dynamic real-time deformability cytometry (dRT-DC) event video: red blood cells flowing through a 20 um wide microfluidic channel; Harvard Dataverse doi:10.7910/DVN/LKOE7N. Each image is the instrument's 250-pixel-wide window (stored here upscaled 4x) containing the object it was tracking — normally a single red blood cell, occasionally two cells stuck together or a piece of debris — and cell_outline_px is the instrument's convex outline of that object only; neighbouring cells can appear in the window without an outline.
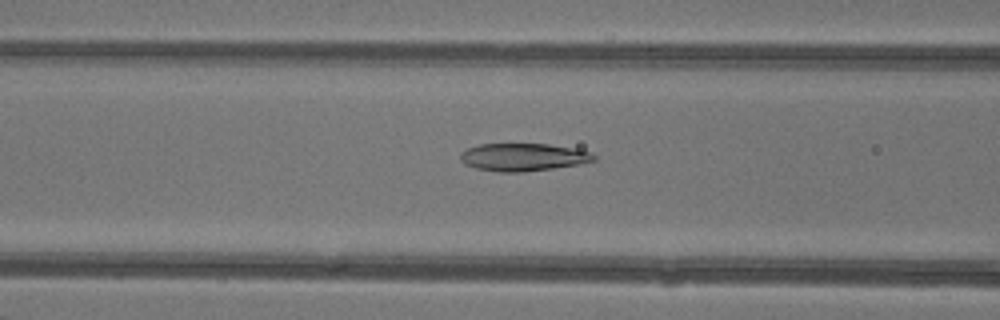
{"species": "common noctule bat (a hibernating species)", "species_latin": "Nyctalus noctula", "temperature_condition": "warm", "stored_images_in_passage": 48, "camera_frame_rate_fps": 3000, "um_per_image_px": 0.085, "animal": {"sex": "female"}, "frame": {"image": 1, "passage_image": 20, "time_ms": 6.333, "image_size_px": [1000, 320], "cell_outline_px": [[596, 160], [580, 164], [524, 172], [500, 172], [476, 168], [464, 164], [460, 160], [460, 152], [468, 148], [480, 144], [548, 144], [576, 148], [592, 152], [596, 156]], "centroid_in_image_um": [44.48, 13.35], "position_along_channel_um": 122.1, "area_um2": 21.68}}
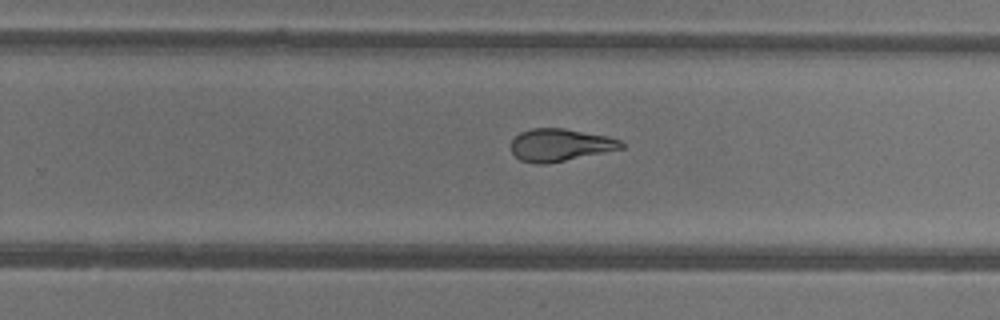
{"frame": {"image": 2, "passage_image": 31, "time_ms": 10.0, "image_size_px": [1000, 320], "cell_outline_px": [[624, 148], [544, 164], [536, 164], [520, 160], [512, 152], [512, 140], [520, 132], [532, 128], [564, 128], [608, 136], [620, 140], [624, 144]], "centroid_in_image_um": [47.61, 12.31], "position_along_channel_um": 282.2, "area_um2": 20.63}}
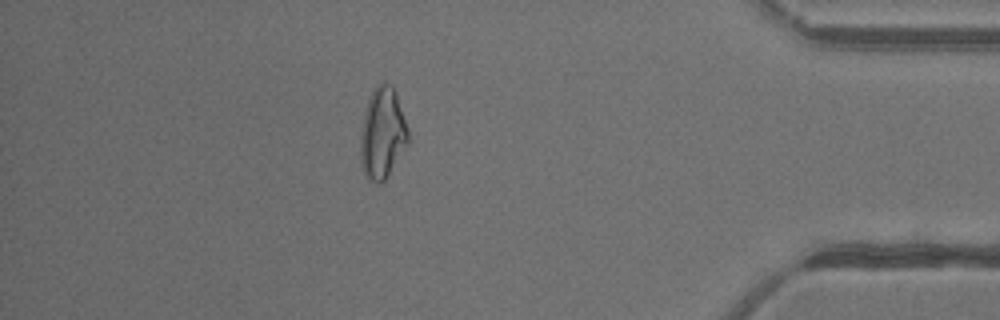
{"frame": {"image": 3, "passage_image": 42, "time_ms": 13.667, "image_size_px": [1000, 320], "cell_outline_px": [[408, 140], [388, 176], [380, 184], [376, 184], [368, 180], [364, 172], [360, 160], [360, 132], [364, 112], [368, 96], [372, 88], [380, 80], [384, 80], [392, 84], [396, 92], [408, 128]], "centroid_in_image_um": [32.47, 11.26], "position_along_channel_um": 402.7, "area_um2": 25.78}, "authors_computed_cell_mechanics": {"area_um2": 23.5535, "velocity_mm_per_s": 4.3675, "shape_relaxation_time_tau1_ms": 4.1481, "shape_relaxation_time_tau2_ms": 1.7209, "deformation_change_tau1": 0.1947, "deformation_change_tau2": 0.1082}}